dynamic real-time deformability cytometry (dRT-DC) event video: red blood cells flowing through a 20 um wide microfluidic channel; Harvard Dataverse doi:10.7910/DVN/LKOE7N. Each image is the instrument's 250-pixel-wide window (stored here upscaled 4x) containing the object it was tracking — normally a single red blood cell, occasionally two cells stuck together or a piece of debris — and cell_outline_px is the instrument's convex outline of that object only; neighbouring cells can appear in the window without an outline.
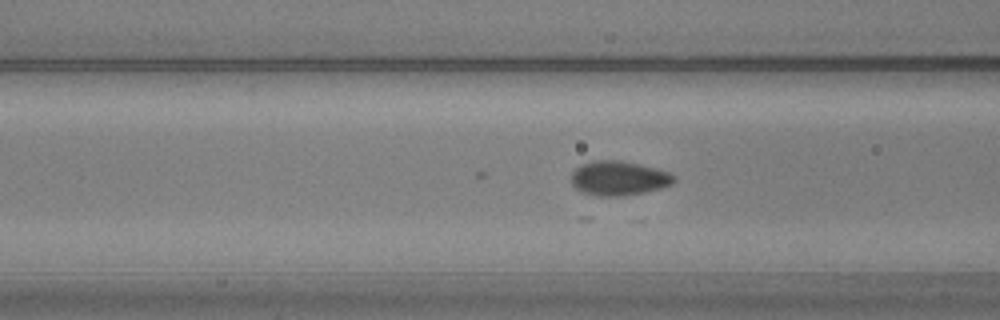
{"species": "common noctule bat (a hibernating species)", "species_latin": "Nyctalus noctula", "temperature_condition": "warm", "stored_images_in_passage": 13, "camera_frame_rate_fps": 3000, "um_per_image_px": 0.085, "animal": {"sex": "male", "body_mass_g": 20.5, "forearm_length_mm": 52.5}, "frame": {"image": 1, "passage_image": 5, "time_ms": 1.333, "image_size_px": [1000, 320], "cell_outline_px": [[676, 180], [672, 184], [660, 188], [644, 192], [620, 196], [600, 196], [584, 192], [576, 188], [572, 184], [572, 172], [580, 164], [592, 160], [620, 160], [640, 164], [656, 168], [668, 172], [676, 176]], "centroid_in_image_um": [52.6, 15.13], "position_along_channel_um": 114.0, "area_um2": 20.58}}
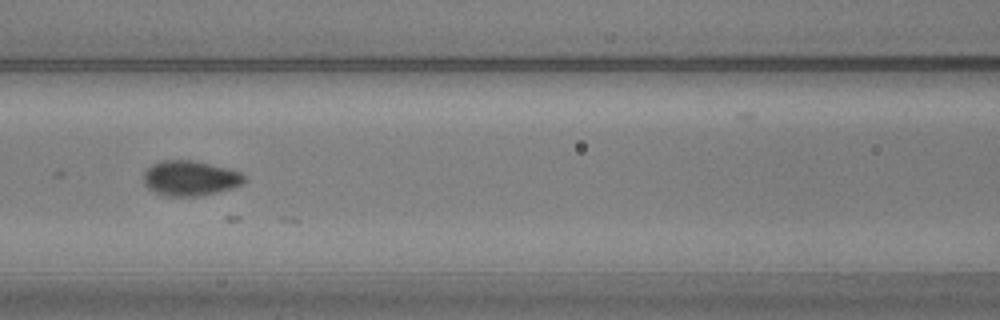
{"frame": {"image": 2, "passage_image": 8, "time_ms": 2.333, "image_size_px": [1000, 320], "cell_outline_px": [[248, 180], [240, 184], [216, 192], [196, 196], [168, 196], [156, 192], [148, 188], [144, 184], [144, 172], [152, 164], [160, 160], [196, 160], [228, 168], [240, 172]], "centroid_in_image_um": [16.14, 15.12], "position_along_channel_um": 150.5, "area_um2": 20.46}}